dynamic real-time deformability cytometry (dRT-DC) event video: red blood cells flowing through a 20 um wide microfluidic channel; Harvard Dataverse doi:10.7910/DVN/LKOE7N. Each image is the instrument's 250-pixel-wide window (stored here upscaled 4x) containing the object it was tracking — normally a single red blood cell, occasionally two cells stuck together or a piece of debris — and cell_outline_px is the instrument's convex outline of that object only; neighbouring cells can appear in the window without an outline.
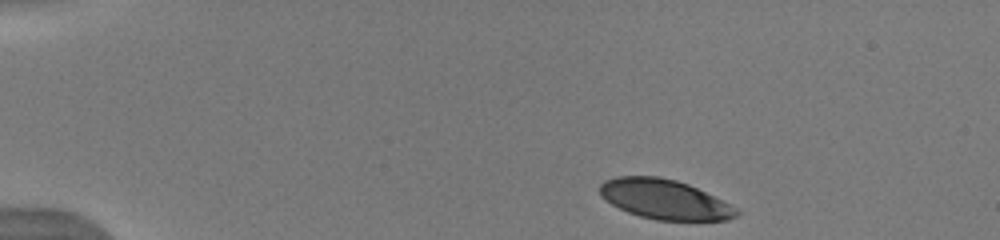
{"species": "human", "species_latin": "Homo sapiens", "temperature_condition": "warm", "stored_images_in_passage": 44, "camera_frame_rate_fps": 3000, "um_per_image_px": 0.085, "donor": {"sex": "male"}, "frame": {"image": 1, "passage_image": 1, "time_ms": 0.0, "image_size_px": [1000, 240], "cell_outline_px": [[740, 212], [736, 216], [728, 220], [656, 220], [640, 216], [628, 212], [612, 204], [600, 196], [600, 184], [604, 180], [616, 176], [660, 176], [676, 180], [688, 184], [736, 208]], "centroid_in_image_um": [56.44, 16.93], "position_along_channel_um": 28.6, "area_um2": 31.33}}
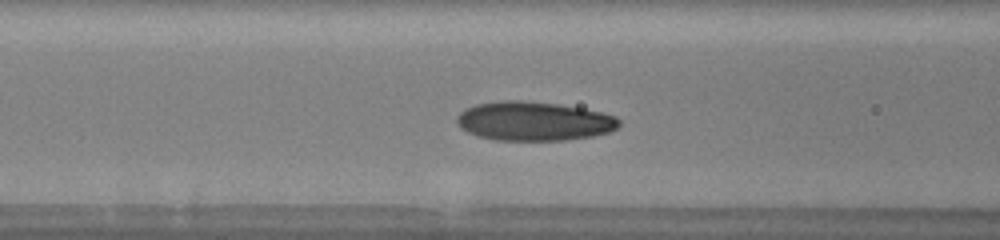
{"frame": {"image": 2, "passage_image": 15, "time_ms": 4.667, "image_size_px": [1000, 240], "cell_outline_px": [[620, 124], [616, 128], [608, 132], [592, 136], [564, 140], [496, 140], [476, 136], [460, 128], [456, 120], [456, 116], [464, 108], [476, 104], [504, 100], [520, 100], [556, 104], [584, 108], [616, 116], [620, 120]], "centroid_in_image_um": [45.34, 10.3], "position_along_channel_um": 121.3, "area_um2": 36.99}}
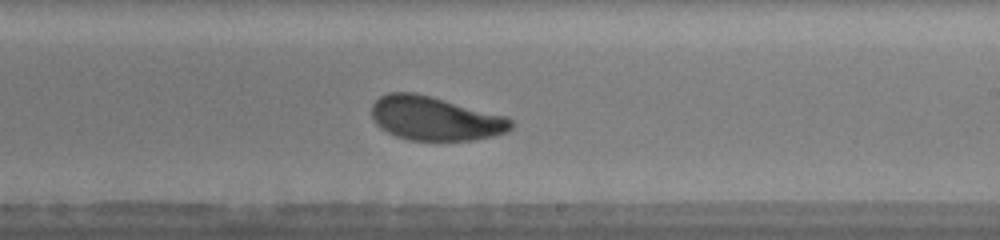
{"frame": {"image": 3, "passage_image": 25, "time_ms": 8.0, "image_size_px": [1000, 240], "cell_outline_px": [[512, 128], [508, 132], [492, 136], [472, 140], [408, 140], [396, 136], [380, 128], [376, 124], [372, 116], [372, 104], [380, 96], [388, 92], [416, 92], [504, 116], [512, 120]], "centroid_in_image_um": [36.95, 10.07], "position_along_channel_um": 252.1, "area_um2": 35.49}, "authors_computed_cell_mechanics": {"area_um2": 35.4314, "velocity_mm_per_s": 3.9317, "shape_relaxation_time_tau1_ms": 3.0474, "shape_relaxation_time_tau2_ms": 1.9526, "deformation_change_tau1": 0.1362, "deformation_change_tau2": 0.0853}}